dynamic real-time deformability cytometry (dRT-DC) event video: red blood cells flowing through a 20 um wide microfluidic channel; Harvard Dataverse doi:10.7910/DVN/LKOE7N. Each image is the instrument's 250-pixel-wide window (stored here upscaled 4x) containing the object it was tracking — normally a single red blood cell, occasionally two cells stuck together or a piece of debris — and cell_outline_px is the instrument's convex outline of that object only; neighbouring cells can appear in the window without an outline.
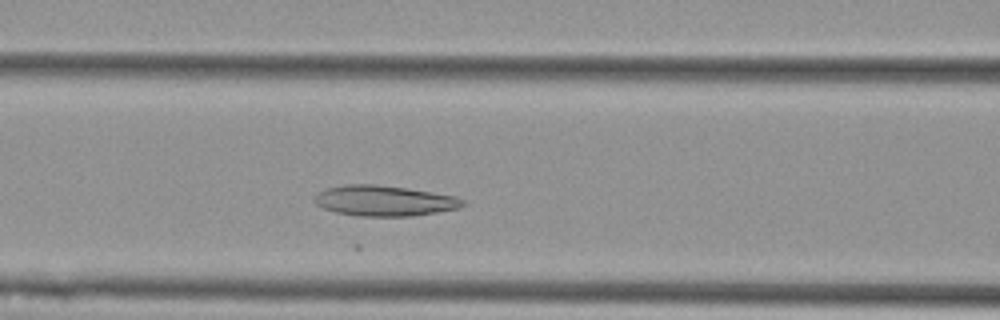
{"species": "Egyptian fruit bat (a non-hibernating species)", "species_latin": "Rousettus aegyptiacus", "temperature_condition": "cold", "stored_images_in_passage": 14, "camera_frame_rate_fps": 3000, "um_per_image_px": 0.085, "animal": {"sex": "female"}, "frame": {"image": 1, "passage_image": 6, "time_ms": 1.667, "image_size_px": [1000, 320], "cell_outline_px": [[464, 204], [460, 208], [412, 216], [356, 216], [336, 212], [324, 208], [316, 204], [312, 200], [320, 192], [328, 188], [344, 184], [376, 184], [408, 188], [456, 196], [464, 200]], "centroid_in_image_um": [32.67, 17.06], "position_along_channel_um": 133.9, "area_um2": 26.36}}
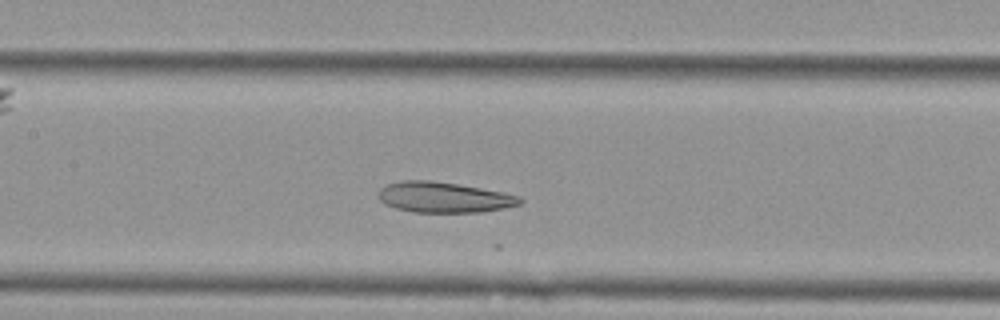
{"frame": {"image": 2, "passage_image": 9, "time_ms": 2.667, "image_size_px": [1000, 320], "cell_outline_px": [[524, 200], [520, 204], [504, 208], [480, 212], [416, 212], [396, 208], [384, 204], [380, 200], [380, 188], [388, 184], [400, 180], [432, 180], [504, 192], [520, 196]], "centroid_in_image_um": [37.75, 16.77], "position_along_channel_um": 169.7, "area_um2": 25.09}}